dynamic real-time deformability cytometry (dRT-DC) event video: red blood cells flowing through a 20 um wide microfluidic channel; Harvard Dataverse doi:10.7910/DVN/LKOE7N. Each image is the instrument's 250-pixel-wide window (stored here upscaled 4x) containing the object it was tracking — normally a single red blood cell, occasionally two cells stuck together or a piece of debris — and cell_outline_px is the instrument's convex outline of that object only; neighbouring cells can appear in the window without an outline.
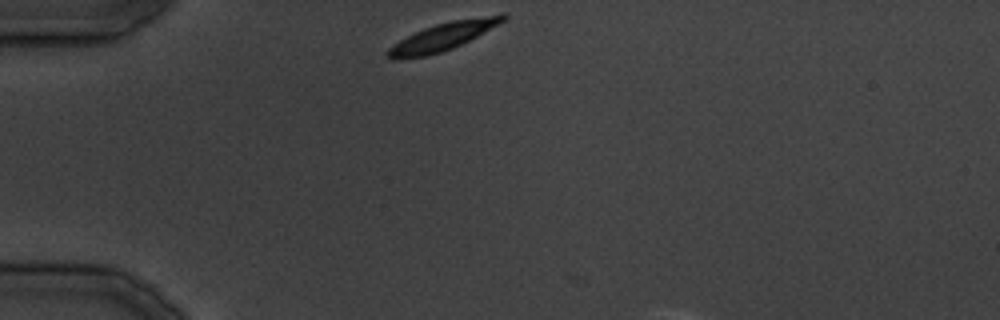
{"species": "common noctule bat (a hibernating species)", "species_latin": "Nyctalus noctula", "temperature_condition": "cold", "stored_images_in_passage": 2, "camera_frame_rate_fps": 3000, "um_per_image_px": 0.085, "animal": {"sex": "male", "body_mass_g": 19.5, "forearm_length_mm": 54.6}, "frame": {"image": 1, "passage_image": 1, "time_ms": 0.0, "image_size_px": [1000, 320], "cell_outline_px": [[508, 20], [452, 48], [428, 56], [388, 56], [384, 52], [392, 44], [424, 28], [436, 24], [452, 20], [504, 12], [508, 16]], "centroid_in_image_um": [37.79, 3.03], "position_along_channel_um": 47.2, "area_um2": 18.21}}